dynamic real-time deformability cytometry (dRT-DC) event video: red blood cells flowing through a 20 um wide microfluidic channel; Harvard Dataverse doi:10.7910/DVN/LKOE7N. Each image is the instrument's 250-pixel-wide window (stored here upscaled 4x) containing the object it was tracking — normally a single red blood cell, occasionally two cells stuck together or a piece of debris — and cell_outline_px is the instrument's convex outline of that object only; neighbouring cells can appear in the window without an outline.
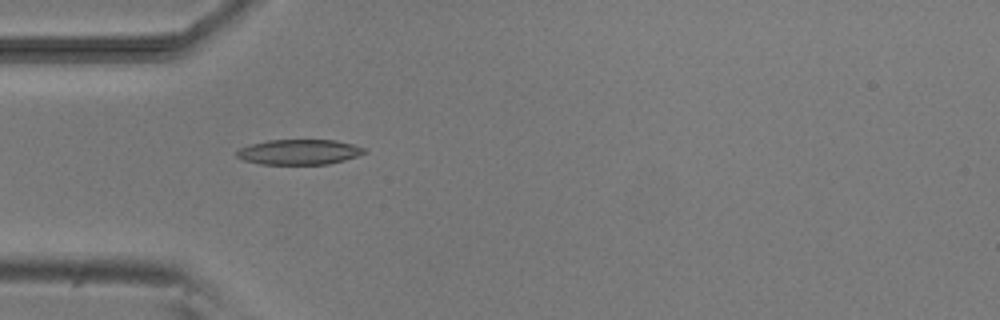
{"species": "common noctule bat (a hibernating species)", "species_latin": "Nyctalus noctula", "temperature_condition": "room temperature", "stored_images_in_passage": 5, "camera_frame_rate_fps": 3000, "um_per_image_px": 0.085, "animal": {"sex": "male", "body_mass_g": 20.5, "forearm_length_mm": 52.5}, "frame": {"image": 1, "passage_image": 5, "time_ms": 4.667, "image_size_px": [1000, 320], "cell_outline_px": [[368, 152], [344, 160], [328, 164], [260, 164], [244, 160], [236, 156], [236, 152], [240, 148], [252, 144], [268, 140], [336, 140], [352, 144], [364, 148]], "centroid_in_image_um": [25.43, 12.92], "position_along_channel_um": 59.6, "area_um2": 18.61}}